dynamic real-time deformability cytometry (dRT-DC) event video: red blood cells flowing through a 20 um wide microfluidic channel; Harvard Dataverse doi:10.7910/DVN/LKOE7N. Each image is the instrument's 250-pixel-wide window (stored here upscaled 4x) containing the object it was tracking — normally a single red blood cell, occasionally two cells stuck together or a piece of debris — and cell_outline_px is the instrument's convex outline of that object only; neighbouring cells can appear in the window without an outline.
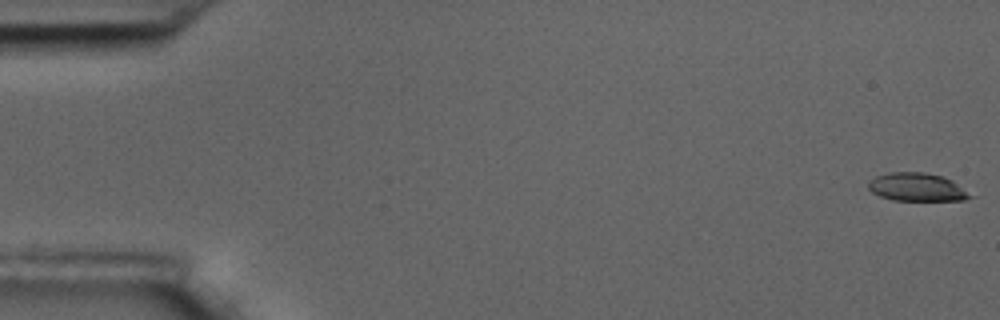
{"species": "common noctule bat (a hibernating species)", "species_latin": "Nyctalus noctula", "temperature_condition": "room temperature", "stored_images_in_passage": 6, "camera_frame_rate_fps": 3000, "um_per_image_px": 0.085, "animal": {"sex": "male", "body_mass_g": 17.5, "forearm_length_mm": 52.3}, "frame": {"image": 1, "passage_image": 1, "time_ms": 0.0, "image_size_px": [1000, 320], "cell_outline_px": [[976, 196], [964, 200], [892, 200], [880, 196], [872, 192], [868, 188], [868, 180], [876, 176], [888, 172], [924, 172], [944, 176], [952, 180]], "centroid_in_image_um": [77.96, 15.9], "position_along_channel_um": 7.0, "area_um2": 16.94}}
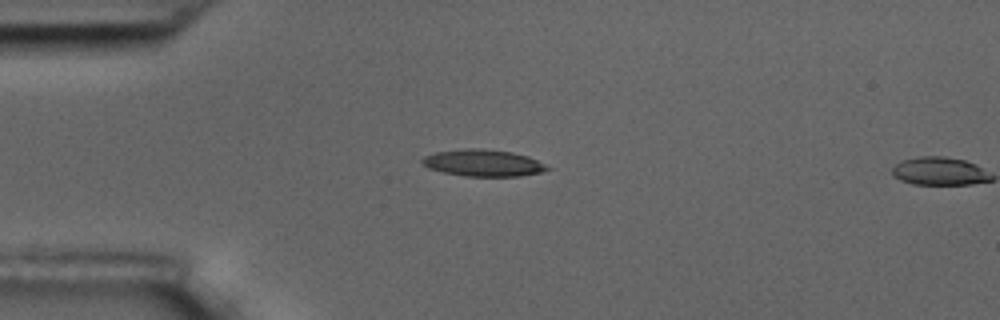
{"frame": {"image": 2, "passage_image": 5, "time_ms": 1.333, "image_size_px": [1000, 320], "cell_outline_px": [[552, 168], [540, 172], [520, 176], [464, 176], [444, 172], [428, 168], [420, 164], [420, 160], [424, 156], [436, 152], [464, 148], [476, 148], [512, 152], [528, 156]], "centroid_in_image_um": [41.02, 13.85], "position_along_channel_um": 44.0, "area_um2": 19.48}}